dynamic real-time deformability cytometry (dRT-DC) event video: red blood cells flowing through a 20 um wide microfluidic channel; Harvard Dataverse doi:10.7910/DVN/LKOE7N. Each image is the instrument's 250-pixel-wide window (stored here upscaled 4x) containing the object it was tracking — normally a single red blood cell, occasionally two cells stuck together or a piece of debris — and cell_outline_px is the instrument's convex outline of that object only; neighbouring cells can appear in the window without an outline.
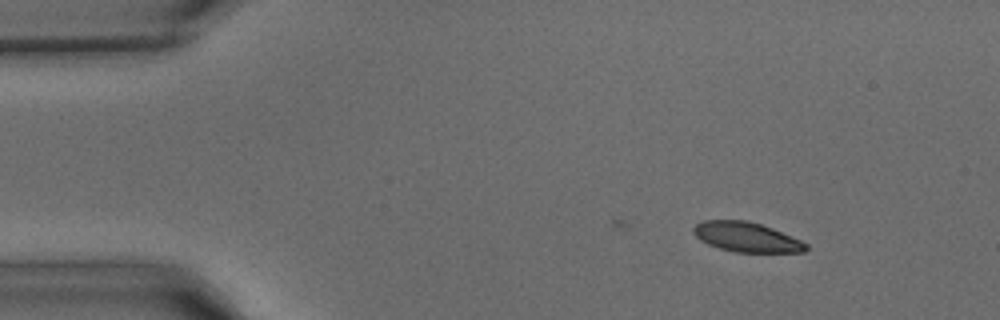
{"species": "common noctule bat (a hibernating species)", "species_latin": "Nyctalus noctula", "temperature_condition": "warm", "stored_images_in_passage": 37, "camera_frame_rate_fps": 3000, "um_per_image_px": 0.085, "animal": {"sex": "male", "body_mass_g": 15.6}, "frame": {"image": 1, "passage_image": 1, "time_ms": 0.0, "image_size_px": [1000, 320], "cell_outline_px": [[808, 248], [804, 252], [736, 252], [720, 248], [708, 244], [700, 240], [692, 232], [692, 228], [696, 224], [704, 220], [748, 220], [772, 228], [800, 240], [808, 244]], "centroid_in_image_um": [63.43, 20.14], "position_along_channel_um": 21.6, "area_um2": 19.42}}
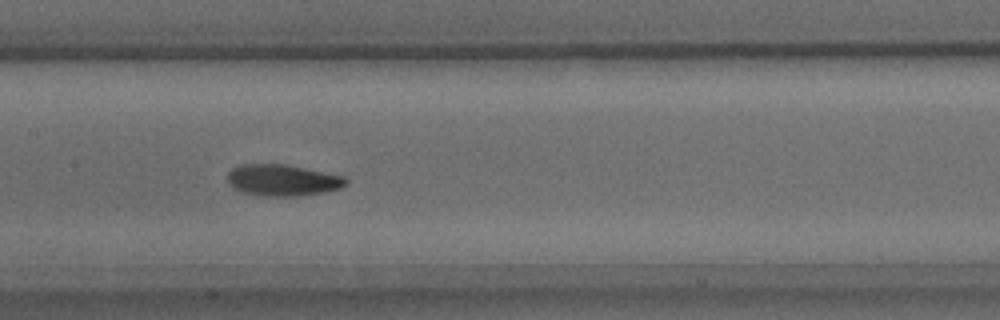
{"frame": {"image": 2, "passage_image": 16, "time_ms": 5.0, "image_size_px": [1000, 320], "cell_outline_px": [[348, 184], [340, 188], [324, 192], [300, 196], [264, 196], [240, 192], [232, 188], [228, 184], [228, 172], [232, 168], [240, 164], [284, 164], [344, 176], [348, 180]], "centroid_in_image_um": [23.99, 15.32], "position_along_channel_um": 183.4, "area_um2": 21.85}}
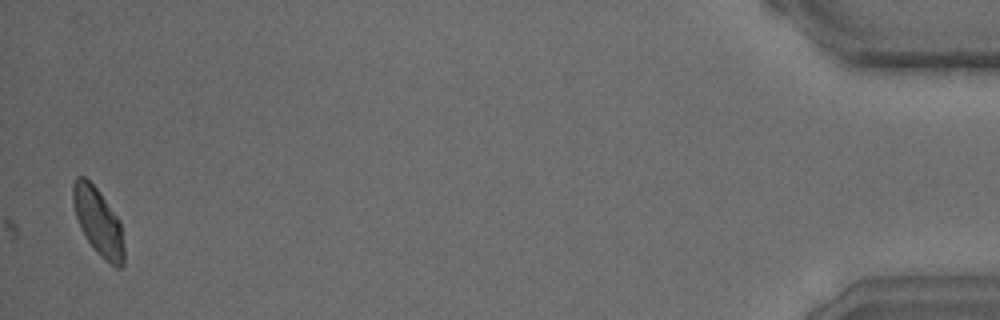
{"frame": {"image": 3, "passage_image": 37, "time_ms": 12.0, "image_size_px": [1000, 320], "cell_outline_px": [[124, 264], [120, 268], [116, 268], [100, 256], [96, 252], [80, 228], [76, 216], [72, 200], [72, 184], [76, 176], [84, 176], [100, 192], [120, 220], [124, 248]], "centroid_in_image_um": [8.35, 18.84], "position_along_channel_um": 426.8, "area_um2": 20.06}}